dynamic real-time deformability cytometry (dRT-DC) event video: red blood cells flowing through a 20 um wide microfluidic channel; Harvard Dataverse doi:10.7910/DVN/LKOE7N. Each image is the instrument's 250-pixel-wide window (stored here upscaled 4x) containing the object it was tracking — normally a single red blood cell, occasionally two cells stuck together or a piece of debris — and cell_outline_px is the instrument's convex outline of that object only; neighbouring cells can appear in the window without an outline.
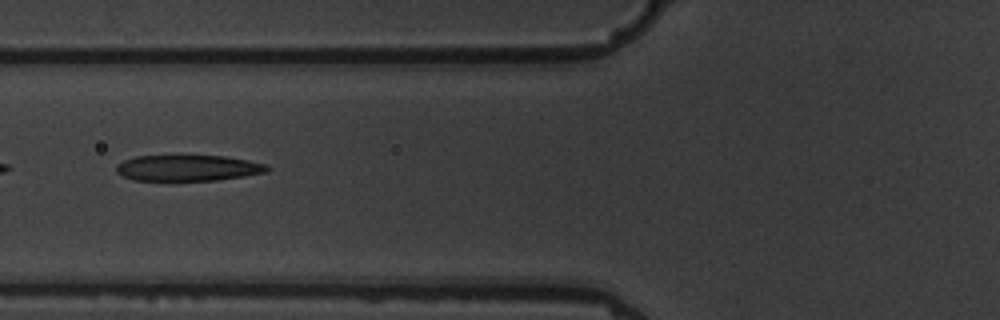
{"species": "common noctule bat (a hibernating species)", "species_latin": "Nyctalus noctula", "temperature_condition": "warm", "stored_images_in_passage": 7, "camera_frame_rate_fps": 3000, "um_per_image_px": 0.085, "animal": {"sex": "male", "body_mass_g": 19.5, "forearm_length_mm": 54.6}, "frame": {"image": 1, "passage_image": 7, "time_ms": 7.333, "image_size_px": [1000, 320], "cell_outline_px": [[272, 168], [268, 172], [244, 176], [216, 180], [132, 180], [120, 176], [116, 172], [116, 164], [124, 160], [136, 156], [224, 156], [248, 160], [268, 164]], "centroid_in_image_um": [15.99, 14.28], "position_along_channel_um": 109.8, "area_um2": 22.95}}